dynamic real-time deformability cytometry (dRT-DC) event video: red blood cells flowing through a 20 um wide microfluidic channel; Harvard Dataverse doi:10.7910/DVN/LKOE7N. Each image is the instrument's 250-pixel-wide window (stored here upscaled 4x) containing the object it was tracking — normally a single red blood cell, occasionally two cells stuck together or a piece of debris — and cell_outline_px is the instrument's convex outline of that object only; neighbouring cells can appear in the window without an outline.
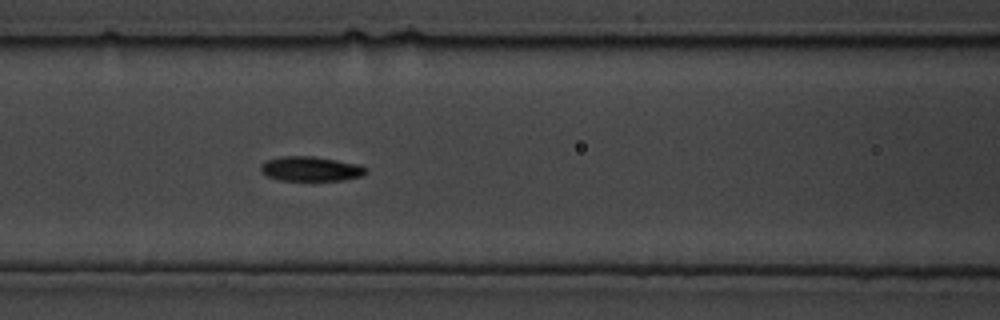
{"species": "common noctule bat (a hibernating species)", "species_latin": "Nyctalus noctula", "temperature_condition": "cold", "stored_images_in_passage": 11, "camera_frame_rate_fps": 3000, "um_per_image_px": 0.085, "animal": {"sex": "male", "body_mass_g": 19.5, "forearm_length_mm": 54.6}, "frame": {"image": 1, "passage_image": 11, "time_ms": 3.333, "image_size_px": [1000, 320], "cell_outline_px": [[368, 172], [360, 176], [344, 180], [280, 180], [268, 176], [260, 172], [260, 164], [264, 160], [280, 156], [312, 156], [360, 164], [368, 168]], "centroid_in_image_um": [26.39, 14.34], "position_along_channel_um": 140.2, "area_um2": 15.26}}